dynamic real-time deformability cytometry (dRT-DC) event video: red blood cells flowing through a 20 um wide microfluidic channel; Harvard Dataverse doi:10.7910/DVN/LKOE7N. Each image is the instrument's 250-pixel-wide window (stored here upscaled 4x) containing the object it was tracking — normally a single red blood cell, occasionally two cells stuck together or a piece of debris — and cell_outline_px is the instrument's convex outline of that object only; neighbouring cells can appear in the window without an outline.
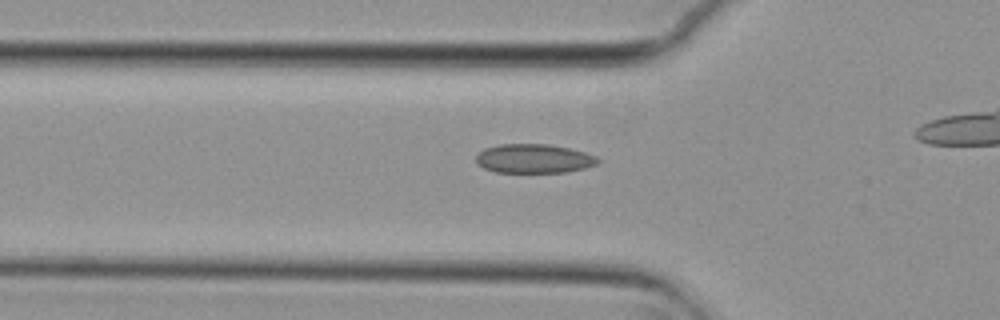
{"species": "common noctule bat (a hibernating species)", "species_latin": "Nyctalus noctula", "temperature_condition": "cold", "stored_images_in_passage": 31, "camera_frame_rate_fps": 3000, "um_per_image_px": 0.085, "animal": {"sex": "female", "body_mass_g": 29.2, "forearm_length_mm": 56.3}, "frame": {"image": 1, "passage_image": 5, "time_ms": 1.333, "image_size_px": [1000, 320], "cell_outline_px": [[600, 160], [596, 164], [584, 168], [568, 172], [496, 172], [484, 168], [476, 164], [476, 156], [484, 148], [500, 144], [548, 144], [568, 148], [584, 152], [596, 156]], "centroid_in_image_um": [45.36, 13.48], "position_along_channel_um": 80.4, "area_um2": 20.58}}
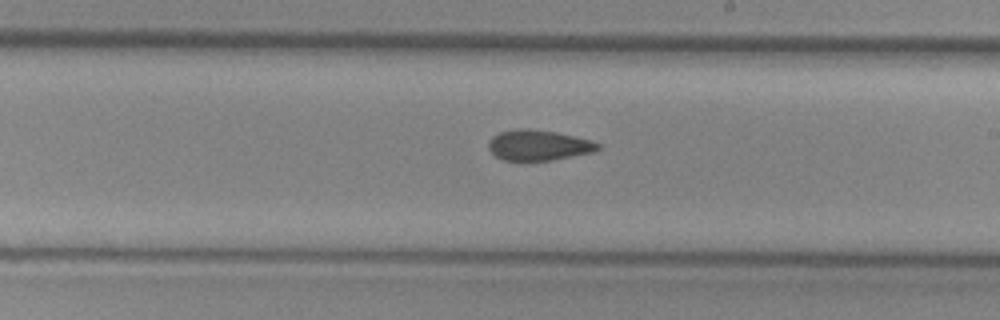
{"frame": {"image": 2, "passage_image": 18, "time_ms": 5.667, "image_size_px": [1000, 320], "cell_outline_px": [[600, 148], [596, 152], [552, 160], [504, 160], [496, 156], [488, 148], [488, 140], [492, 136], [500, 132], [516, 128], [528, 128], [556, 132], [592, 140], [600, 144]], "centroid_in_image_um": [45.79, 12.33], "position_along_channel_um": 243.2, "area_um2": 19.59}}
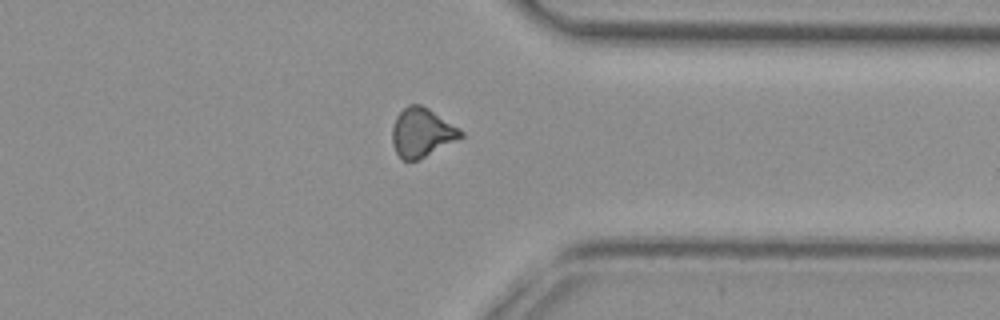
{"frame": {"image": 3, "passage_image": 29, "time_ms": 9.333, "image_size_px": [1000, 320], "cell_outline_px": [[464, 136], [416, 160], [400, 160], [396, 152], [392, 140], [392, 128], [396, 116], [408, 104], [420, 104], [428, 108], [460, 128], [464, 132]], "centroid_in_image_um": [35.84, 11.25], "position_along_channel_um": 375.6, "area_um2": 19.31}}